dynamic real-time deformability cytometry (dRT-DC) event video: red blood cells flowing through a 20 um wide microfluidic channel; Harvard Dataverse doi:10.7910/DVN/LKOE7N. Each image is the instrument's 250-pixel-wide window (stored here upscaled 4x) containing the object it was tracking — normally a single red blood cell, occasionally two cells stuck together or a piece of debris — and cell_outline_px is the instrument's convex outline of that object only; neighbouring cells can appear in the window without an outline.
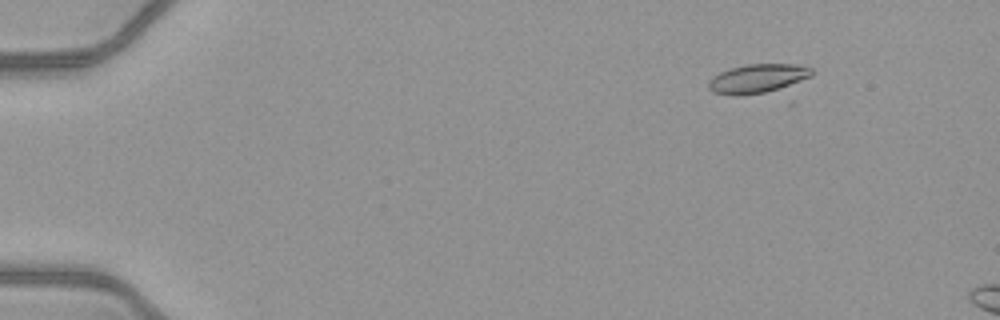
{"species": "common noctule bat (a hibernating species)", "species_latin": "Nyctalus noctula", "temperature_condition": "warm", "stored_images_in_passage": 13, "camera_frame_rate_fps": 3000, "um_per_image_px": 0.085, "animal": {"sex": "female", "body_mass_g": 21.9}, "frame": {"image": 1, "passage_image": 8, "time_ms": 2.333, "image_size_px": [1000, 320], "cell_outline_px": [[816, 72], [812, 76], [784, 92], [740, 96], [736, 96], [712, 92], [708, 88], [708, 80], [712, 76], [720, 72], [732, 68], [748, 64], [796, 64], [812, 68]], "centroid_in_image_um": [64.51, 6.73], "position_along_channel_um": 20.5, "area_um2": 18.61}}